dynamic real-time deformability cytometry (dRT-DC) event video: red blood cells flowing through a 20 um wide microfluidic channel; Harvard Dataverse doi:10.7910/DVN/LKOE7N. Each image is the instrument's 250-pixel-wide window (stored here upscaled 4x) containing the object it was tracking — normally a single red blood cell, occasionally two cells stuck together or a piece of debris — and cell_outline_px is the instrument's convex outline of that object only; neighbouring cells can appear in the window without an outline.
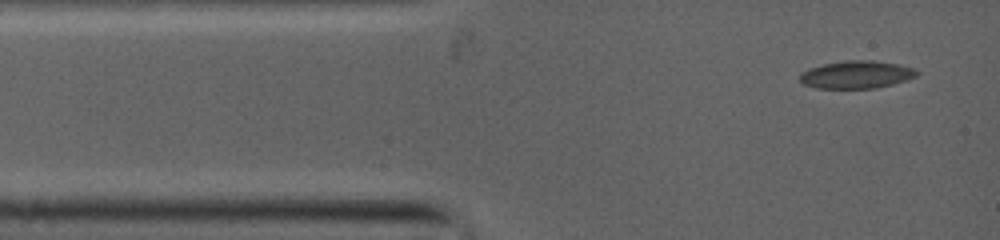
{"species": "common noctule bat (a hibernating species)", "species_latin": "Nyctalus noctula", "temperature_condition": "warm", "stored_images_in_passage": 7, "camera_frame_rate_fps": 5000, "um_per_image_px": 0.085, "animal": {"sex": "female", "body_mass_g": 19.0, "forearm_length_mm": 53.3}, "frame": {"image": 1, "passage_image": 1, "time_ms": 0.0, "image_size_px": [1000, 240], "cell_outline_px": [[920, 72], [916, 76], [908, 80], [876, 88], [816, 88], [804, 84], [800, 80], [800, 76], [808, 68], [824, 64], [848, 60], [872, 60], [900, 64], [912, 68]], "centroid_in_image_um": [72.84, 6.34], "position_along_channel_um": 12.2, "area_um2": 18.79}}
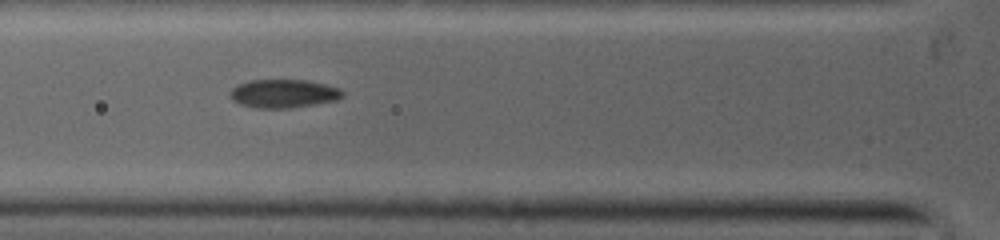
{"frame": {"image": 2, "passage_image": 6, "time_ms": 3.0, "image_size_px": [1000, 240], "cell_outline_px": [[344, 96], [336, 100], [288, 108], [264, 108], [240, 104], [232, 100], [232, 88], [240, 84], [252, 80], [304, 80], [324, 84], [336, 88], [344, 92]], "centroid_in_image_um": [24.12, 7.95], "position_along_channel_um": 101.7, "area_um2": 18.09}}
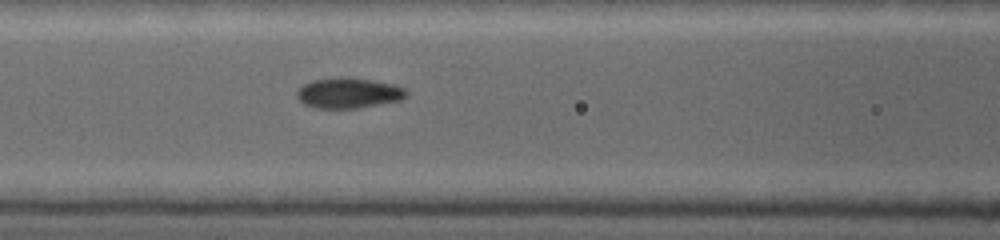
{"frame": {"image": 3, "passage_image": 7, "time_ms": 3.8, "image_size_px": [1000, 240], "cell_outline_px": [[408, 92], [400, 100], [360, 108], [316, 108], [300, 100], [296, 96], [296, 92], [304, 84], [316, 80], [372, 80], [392, 84], [404, 88]], "centroid_in_image_um": [29.66, 7.95], "position_along_channel_um": 136.9, "area_um2": 18.32}}